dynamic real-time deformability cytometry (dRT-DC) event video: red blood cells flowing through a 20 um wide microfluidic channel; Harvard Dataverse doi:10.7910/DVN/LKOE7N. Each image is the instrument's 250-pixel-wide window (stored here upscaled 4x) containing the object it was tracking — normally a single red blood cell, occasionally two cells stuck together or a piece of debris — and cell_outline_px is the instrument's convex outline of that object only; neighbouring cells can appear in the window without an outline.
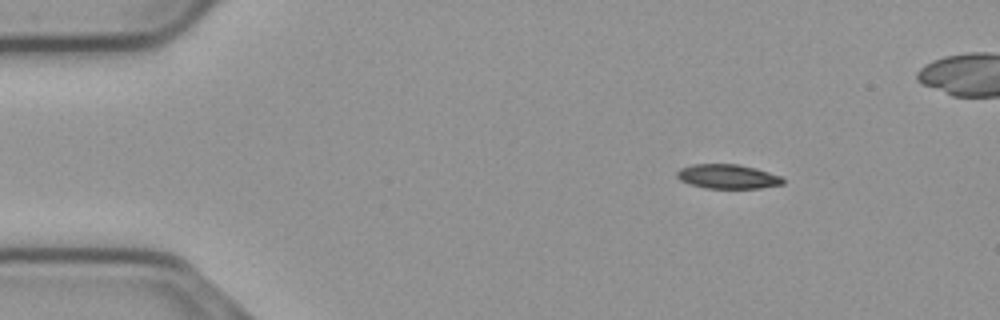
{"species": "common noctule bat (a hibernating species)", "species_latin": "Nyctalus noctula", "temperature_condition": "cold", "stored_images_in_passage": 50, "camera_frame_rate_fps": 3000, "um_per_image_px": 0.085, "animal": {"sex": "male", "body_mass_g": 23.1, "forearm_length_mm": 52.7}, "frame": {"image": 1, "passage_image": 1, "time_ms": 0.0, "image_size_px": [1000, 320], "cell_outline_px": [[784, 184], [760, 188], [704, 188], [688, 184], [680, 180], [676, 176], [676, 172], [680, 168], [692, 164], [740, 164], [756, 168], [780, 176], [784, 180]], "centroid_in_image_um": [61.82, 15.0], "position_along_channel_um": 23.2, "area_um2": 15.14}}
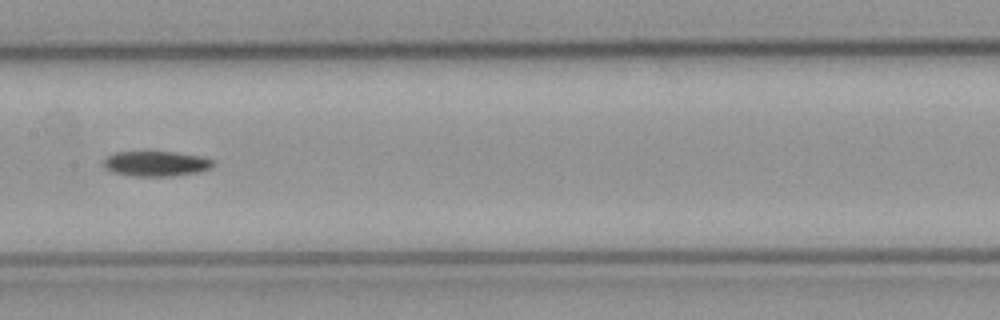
{"frame": {"image": 2, "passage_image": 21, "time_ms": 6.667, "image_size_px": [1000, 320], "cell_outline_px": [[216, 164], [212, 168], [200, 172], [172, 176], [132, 176], [112, 172], [104, 168], [104, 160], [108, 156], [116, 152], [176, 152], [200, 156], [212, 160]], "centroid_in_image_um": [13.29, 13.92], "position_along_channel_um": 194.1, "area_um2": 16.13}}
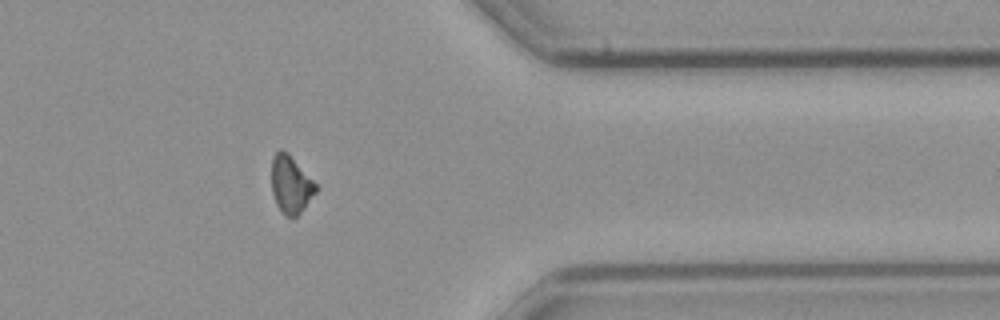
{"frame": {"image": 3, "passage_image": 38, "time_ms": 12.333, "image_size_px": [1000, 320], "cell_outline_px": [[316, 192], [300, 212], [296, 216], [284, 216], [276, 204], [272, 192], [272, 156], [280, 148], [288, 152], [316, 184]], "centroid_in_image_um": [24.69, 15.66], "position_along_channel_um": 386.7, "area_um2": 14.68}, "authors_computed_cell_mechanics": {"area_um2": 15.9239, "velocity_mm_per_s": 3.6959, "shape_relaxation_time_tau1_ms": 7.8633, "shape_relaxation_time_tau2_ms": null, "deformation_change_tau1": 0.176, "deformation_change_tau2": null}}